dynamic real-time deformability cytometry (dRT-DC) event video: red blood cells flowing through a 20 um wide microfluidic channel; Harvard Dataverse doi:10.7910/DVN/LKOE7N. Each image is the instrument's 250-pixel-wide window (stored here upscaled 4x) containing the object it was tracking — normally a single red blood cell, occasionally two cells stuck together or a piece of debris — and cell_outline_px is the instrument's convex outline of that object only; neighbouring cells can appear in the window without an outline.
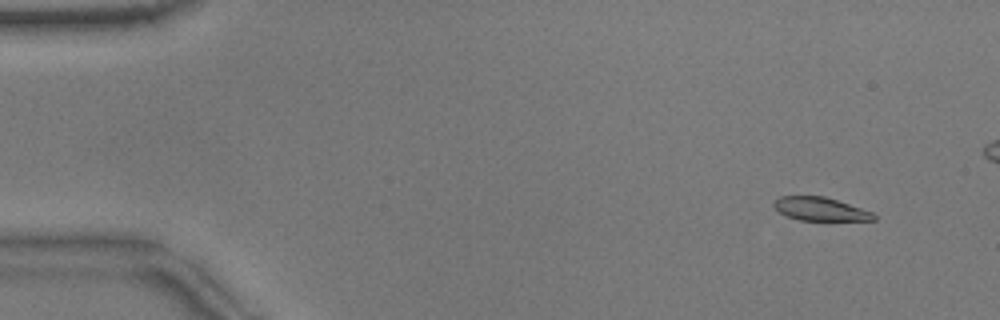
{"species": "common noctule bat (a hibernating species)", "species_latin": "Nyctalus noctula", "temperature_condition": "warm", "stored_images_in_passage": 55, "camera_frame_rate_fps": 3000, "um_per_image_px": 0.085, "animal": {"sex": "male", "body_mass_g": 17.9}, "frame": {"image": 1, "passage_image": 5, "time_ms": 1.333, "image_size_px": [1000, 320], "cell_outline_px": [[876, 220], [800, 220], [788, 216], [780, 212], [772, 204], [780, 196], [824, 196], [872, 212], [876, 216]], "centroid_in_image_um": [69.72, 17.76], "position_along_channel_um": 15.3, "area_um2": 13.29}}
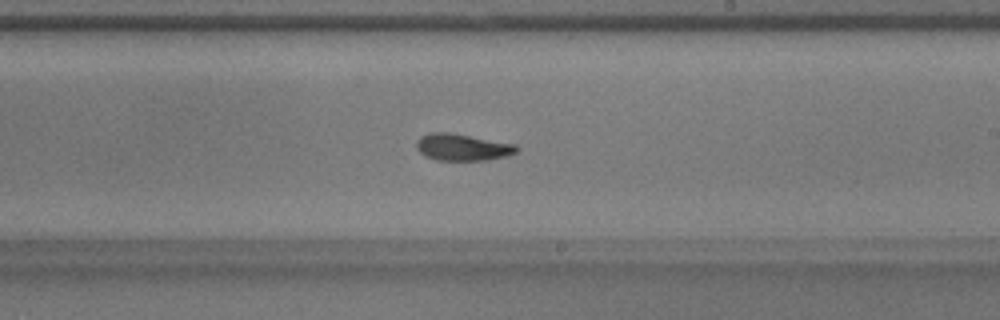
{"frame": {"image": 2, "passage_image": 32, "time_ms": 10.333, "image_size_px": [1000, 320], "cell_outline_px": [[520, 148], [516, 152], [504, 156], [488, 160], [436, 160], [424, 156], [416, 148], [416, 140], [420, 136], [432, 132], [448, 132], [516, 144]], "centroid_in_image_um": [39.28, 12.51], "position_along_channel_um": 249.7, "area_um2": 15.66}}
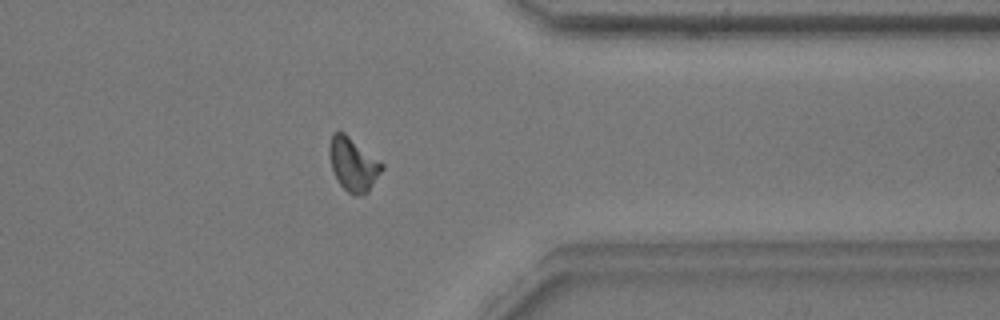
{"frame": {"image": 3, "passage_image": 43, "time_ms": 14.0, "image_size_px": [1000, 320], "cell_outline_px": [[384, 168], [368, 192], [356, 196], [348, 192], [336, 180], [332, 168], [328, 152], [328, 144], [332, 132], [344, 132], [380, 160], [384, 164]], "centroid_in_image_um": [30.01, 13.95], "position_along_channel_um": 381.4, "area_um2": 16.53}, "authors_computed_cell_mechanics": {"area_um2": 15.4904, "velocity_mm_per_s": 3.8311, "shape_relaxation_time_tau1_ms": 5.8344, "shape_relaxation_time_tau2_ms": 3.7882, "deformation_change_tau1": 0.1626, "deformation_change_tau2": 0.1013}}